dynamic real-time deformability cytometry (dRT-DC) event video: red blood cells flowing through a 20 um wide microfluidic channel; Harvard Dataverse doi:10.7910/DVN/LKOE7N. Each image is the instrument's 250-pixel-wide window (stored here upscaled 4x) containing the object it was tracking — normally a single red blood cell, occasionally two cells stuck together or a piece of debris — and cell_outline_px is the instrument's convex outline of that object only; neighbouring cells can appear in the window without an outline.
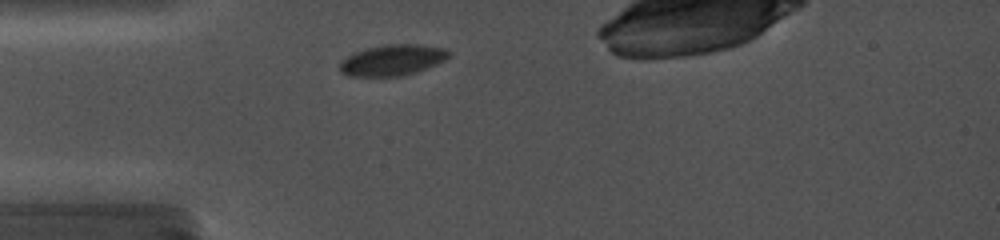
{"species": "common noctule bat (a hibernating species)", "species_latin": "Nyctalus noctula", "temperature_condition": "cold", "stored_images_in_passage": 18, "camera_frame_rate_fps": 5000, "um_per_image_px": 0.085, "animal": {"sex": "female", "body_mass_g": 19.0, "forearm_length_mm": 56.7}, "frame": {"image": 1, "passage_image": 3, "time_ms": 1.2, "image_size_px": [1000, 240], "cell_outline_px": [[452, 56], [436, 64], [416, 72], [400, 76], [348, 76], [340, 72], [340, 60], [356, 52], [368, 48], [384, 44], [420, 44], [448, 48], [452, 52]], "centroid_in_image_um": [33.41, 5.09], "position_along_channel_um": 51.6, "area_um2": 19.83}}
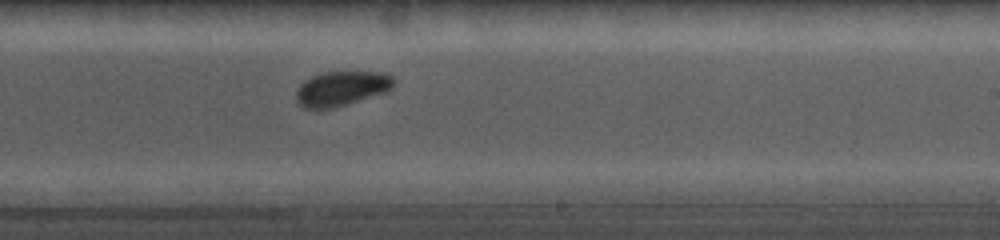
{"frame": {"image": 2, "passage_image": 16, "time_ms": 7.0, "image_size_px": [1000, 240], "cell_outline_px": [[392, 88], [388, 92], [332, 108], [304, 108], [296, 100], [296, 92], [300, 84], [304, 80], [312, 76], [324, 72], [380, 72], [392, 76]], "centroid_in_image_um": [29.01, 7.52], "position_along_channel_um": 260.0, "area_um2": 19.54}}